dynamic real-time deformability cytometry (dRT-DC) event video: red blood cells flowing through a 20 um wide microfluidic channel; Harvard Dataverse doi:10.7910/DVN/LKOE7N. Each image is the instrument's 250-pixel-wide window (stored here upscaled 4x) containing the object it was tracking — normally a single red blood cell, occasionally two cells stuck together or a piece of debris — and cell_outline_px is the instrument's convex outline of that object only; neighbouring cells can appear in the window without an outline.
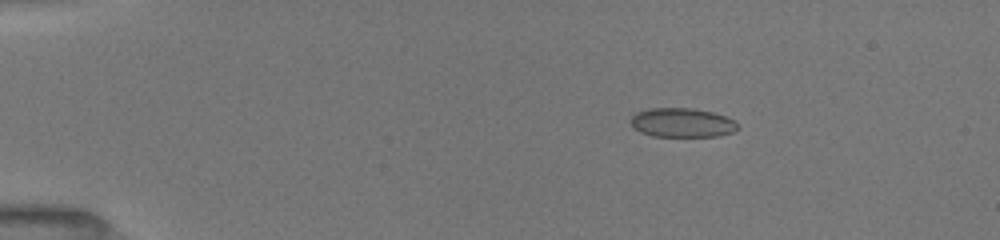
{"species": "common noctule bat (a hibernating species)", "species_latin": "Nyctalus noctula", "temperature_condition": "room temperature", "stored_images_in_passage": 36, "camera_frame_rate_fps": 3000, "um_per_image_px": 0.085, "animal": {"sex": "female", "body_mass_g": 19.5, "forearm_length_mm": 54.1}, "frame": {"image": 1, "passage_image": 9, "time_ms": 2.667, "image_size_px": [1000, 240], "cell_outline_px": [[740, 128], [732, 132], [716, 136], [652, 136], [640, 132], [632, 128], [628, 120], [636, 112], [648, 108], [692, 108], [712, 112], [736, 120]], "centroid_in_image_um": [57.94, 10.42], "position_along_channel_um": 27.1, "area_um2": 18.44}}
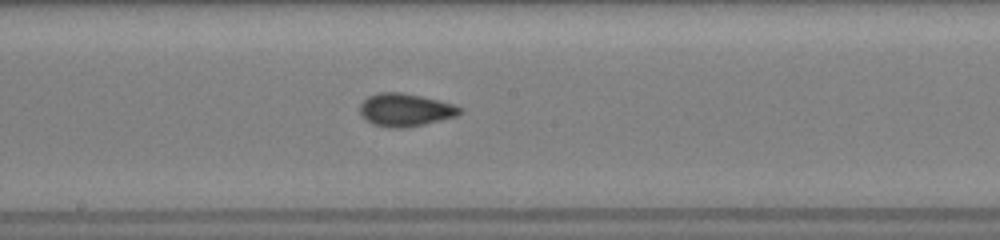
{"frame": {"image": 2, "passage_image": 24, "time_ms": 9.333, "image_size_px": [1000, 240], "cell_outline_px": [[464, 108], [456, 116], [424, 124], [404, 128], [388, 128], [372, 124], [360, 116], [360, 104], [368, 96], [380, 92], [400, 92], [440, 100]], "centroid_in_image_um": [34.42, 9.35], "position_along_channel_um": 213.8, "area_um2": 19.19}}
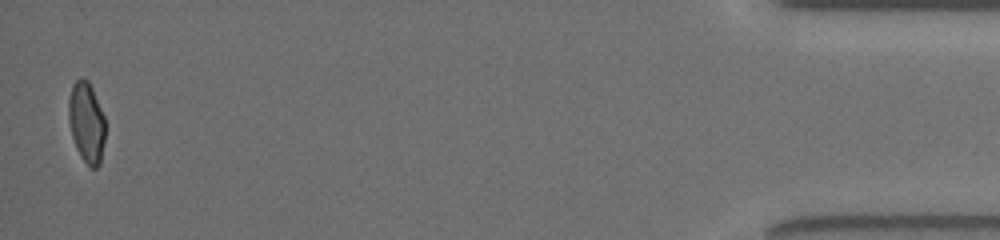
{"frame": {"image": 3, "passage_image": 36, "time_ms": 16.667, "image_size_px": [1000, 240], "cell_outline_px": [[104, 140], [100, 164], [96, 168], [92, 168], [80, 156], [76, 148], [72, 136], [68, 120], [68, 96], [72, 84], [80, 76], [88, 80], [92, 88], [104, 116]], "centroid_in_image_um": [7.32, 10.36], "position_along_channel_um": 427.9, "area_um2": 17.28}, "authors_computed_cell_mechanics": {"area_um2": 18.4671, "velocity_mm_per_s": 4.0436, "shape_relaxation_time_tau1_ms": 8.5025, "shape_relaxation_time_tau2_ms": 0.8564, "deformation_change_tau1": 0.1742, "deformation_change_tau2": 0.0699}}